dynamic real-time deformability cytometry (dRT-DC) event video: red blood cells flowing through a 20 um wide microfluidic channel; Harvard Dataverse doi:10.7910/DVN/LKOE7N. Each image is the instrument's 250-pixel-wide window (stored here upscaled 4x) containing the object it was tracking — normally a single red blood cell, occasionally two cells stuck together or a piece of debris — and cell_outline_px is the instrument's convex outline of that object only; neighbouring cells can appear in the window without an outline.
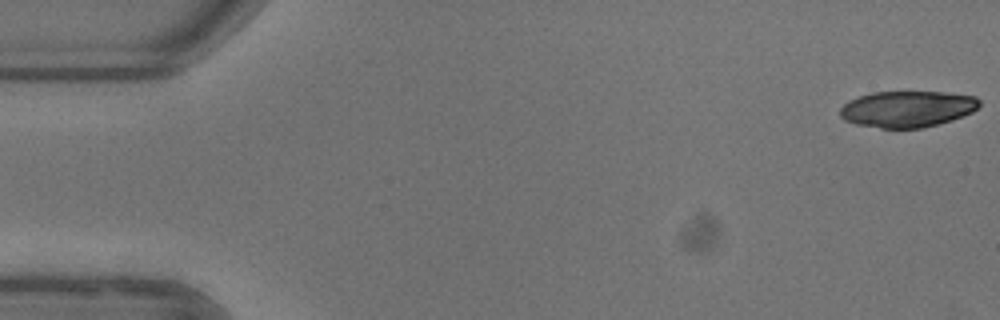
{"species": "common noctule bat (a hibernating species)", "species_latin": "Nyctalus noctula", "temperature_condition": "warm", "stored_images_in_passage": 52, "camera_frame_rate_fps": 3000, "um_per_image_px": 0.085, "animal": {"sex": "female"}, "frame": {"image": 1, "passage_image": 1, "time_ms": 0.0, "image_size_px": [1000, 320], "cell_outline_px": [[980, 104], [972, 112], [952, 120], [924, 128], [880, 128], [856, 124], [844, 120], [840, 116], [840, 108], [848, 100], [872, 92], [944, 92], [976, 96], [980, 100]], "centroid_in_image_um": [77.11, 9.26], "position_along_channel_um": 7.9, "area_um2": 29.54}}
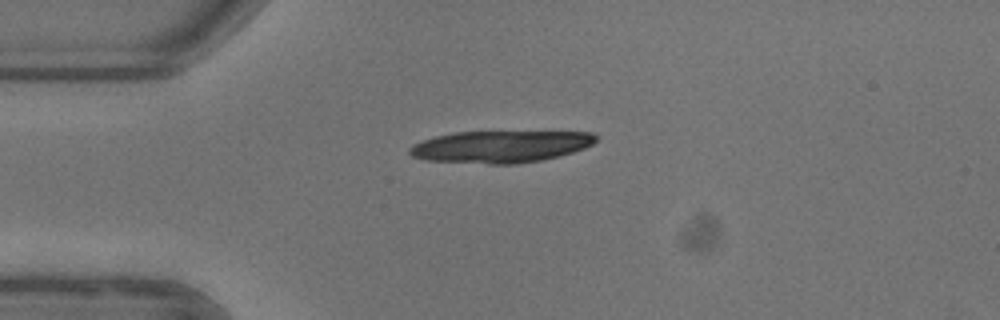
{"frame": {"image": 2, "passage_image": 13, "time_ms": 4.0, "image_size_px": [1000, 320], "cell_outline_px": [[596, 140], [592, 144], [584, 148], [560, 156], [540, 160], [516, 164], [488, 164], [428, 160], [412, 156], [408, 152], [408, 148], [412, 144], [436, 136], [452, 132], [592, 132], [596, 136]], "centroid_in_image_um": [42.52, 12.46], "position_along_channel_um": 42.5, "area_um2": 34.56}}